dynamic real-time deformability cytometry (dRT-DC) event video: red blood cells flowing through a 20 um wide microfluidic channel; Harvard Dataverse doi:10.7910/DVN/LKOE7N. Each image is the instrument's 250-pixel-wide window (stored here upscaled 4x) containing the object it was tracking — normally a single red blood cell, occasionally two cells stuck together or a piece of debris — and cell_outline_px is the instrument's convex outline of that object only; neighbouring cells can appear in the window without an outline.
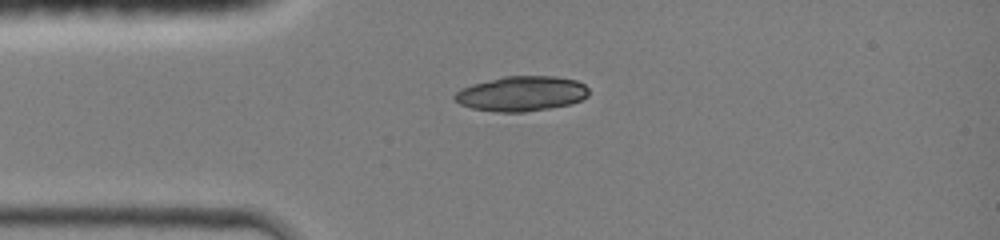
{"species": "common noctule bat (a hibernating species)", "species_latin": "Nyctalus noctula", "temperature_condition": "room temperature", "stored_images_in_passage": 34, "camera_frame_rate_fps": 3000, "um_per_image_px": 0.085, "animal": {"sex": "female", "body_mass_g": 19.0, "forearm_length_mm": 51.5}, "frame": {"image": 1, "passage_image": 1, "time_ms": 0.0, "image_size_px": [1000, 240], "cell_outline_px": [[588, 96], [572, 104], [524, 112], [492, 112], [472, 108], [460, 104], [452, 96], [460, 88], [472, 84], [504, 76], [552, 76], [576, 80], [584, 84], [588, 88]], "centroid_in_image_um": [44.31, 7.96], "position_along_channel_um": 40.7, "area_um2": 27.4}}
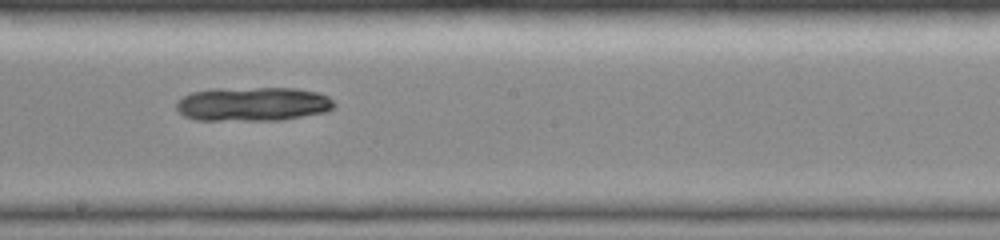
{"frame": {"image": 2, "passage_image": 15, "time_ms": 4.667, "image_size_px": [1000, 240], "cell_outline_px": [[336, 104], [328, 112], [284, 120], [196, 120], [184, 116], [176, 108], [176, 104], [184, 96], [192, 92], [212, 88], [296, 88], [316, 92], [328, 96]], "centroid_in_image_um": [21.52, 8.84], "position_along_channel_um": 226.7, "area_um2": 31.56}}
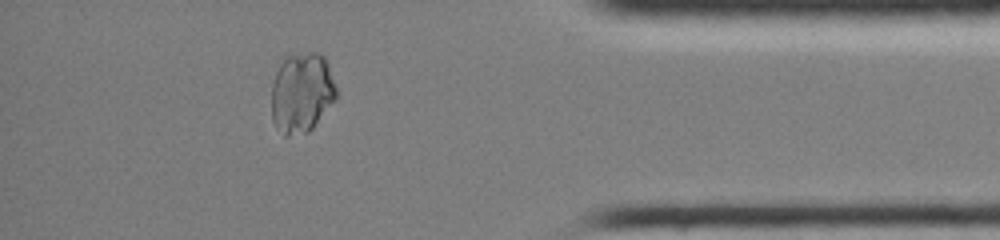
{"frame": {"image": 3, "passage_image": 29, "time_ms": 9.333, "image_size_px": [1000, 240], "cell_outline_px": [[336, 100], [312, 128], [308, 132], [288, 136], [284, 136], [276, 128], [272, 120], [272, 84], [276, 72], [284, 56], [308, 52], [320, 52], [328, 60], [336, 88]], "centroid_in_image_um": [25.65, 7.86], "position_along_channel_um": 409.5, "area_um2": 30.69}}